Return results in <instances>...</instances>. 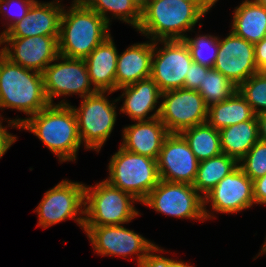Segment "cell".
I'll use <instances>...</instances> for the list:
<instances>
[{
    "label": "cell",
    "mask_w": 266,
    "mask_h": 267,
    "mask_svg": "<svg viewBox=\"0 0 266 267\" xmlns=\"http://www.w3.org/2000/svg\"><path fill=\"white\" fill-rule=\"evenodd\" d=\"M9 125L34 133L61 162L75 161L83 143L75 113L67 102L50 104L30 118L9 120Z\"/></svg>",
    "instance_id": "1"
},
{
    "label": "cell",
    "mask_w": 266,
    "mask_h": 267,
    "mask_svg": "<svg viewBox=\"0 0 266 267\" xmlns=\"http://www.w3.org/2000/svg\"><path fill=\"white\" fill-rule=\"evenodd\" d=\"M209 9L205 1L148 0L137 30L152 41L183 40V32L192 30Z\"/></svg>",
    "instance_id": "2"
},
{
    "label": "cell",
    "mask_w": 266,
    "mask_h": 267,
    "mask_svg": "<svg viewBox=\"0 0 266 267\" xmlns=\"http://www.w3.org/2000/svg\"><path fill=\"white\" fill-rule=\"evenodd\" d=\"M73 2L68 12H62L58 52L68 58L85 59L110 36L109 24L82 0Z\"/></svg>",
    "instance_id": "3"
},
{
    "label": "cell",
    "mask_w": 266,
    "mask_h": 267,
    "mask_svg": "<svg viewBox=\"0 0 266 267\" xmlns=\"http://www.w3.org/2000/svg\"><path fill=\"white\" fill-rule=\"evenodd\" d=\"M48 105L42 73L15 64L0 52V108L33 116Z\"/></svg>",
    "instance_id": "4"
},
{
    "label": "cell",
    "mask_w": 266,
    "mask_h": 267,
    "mask_svg": "<svg viewBox=\"0 0 266 267\" xmlns=\"http://www.w3.org/2000/svg\"><path fill=\"white\" fill-rule=\"evenodd\" d=\"M109 178L112 186L143 202L160 181L157 160L120 147L110 159Z\"/></svg>",
    "instance_id": "5"
},
{
    "label": "cell",
    "mask_w": 266,
    "mask_h": 267,
    "mask_svg": "<svg viewBox=\"0 0 266 267\" xmlns=\"http://www.w3.org/2000/svg\"><path fill=\"white\" fill-rule=\"evenodd\" d=\"M134 201L138 200L106 180L95 187L85 185L84 226L122 225L130 222L139 215L133 207Z\"/></svg>",
    "instance_id": "6"
},
{
    "label": "cell",
    "mask_w": 266,
    "mask_h": 267,
    "mask_svg": "<svg viewBox=\"0 0 266 267\" xmlns=\"http://www.w3.org/2000/svg\"><path fill=\"white\" fill-rule=\"evenodd\" d=\"M83 230L87 233L97 254L124 258L128 257L127 255L137 254L139 267H147L151 252H162L158 246L142 235L122 225L84 226Z\"/></svg>",
    "instance_id": "7"
},
{
    "label": "cell",
    "mask_w": 266,
    "mask_h": 267,
    "mask_svg": "<svg viewBox=\"0 0 266 267\" xmlns=\"http://www.w3.org/2000/svg\"><path fill=\"white\" fill-rule=\"evenodd\" d=\"M104 94L106 92L97 91L84 97L79 108L71 106L81 141L85 142L86 149L98 152L111 134L117 116L116 106Z\"/></svg>",
    "instance_id": "8"
},
{
    "label": "cell",
    "mask_w": 266,
    "mask_h": 267,
    "mask_svg": "<svg viewBox=\"0 0 266 267\" xmlns=\"http://www.w3.org/2000/svg\"><path fill=\"white\" fill-rule=\"evenodd\" d=\"M159 119L168 133H181L185 129L207 122L208 106L197 90L180 88L161 93Z\"/></svg>",
    "instance_id": "9"
},
{
    "label": "cell",
    "mask_w": 266,
    "mask_h": 267,
    "mask_svg": "<svg viewBox=\"0 0 266 267\" xmlns=\"http://www.w3.org/2000/svg\"><path fill=\"white\" fill-rule=\"evenodd\" d=\"M166 215L178 218L205 219L203 196L193 185L161 180L142 202Z\"/></svg>",
    "instance_id": "10"
},
{
    "label": "cell",
    "mask_w": 266,
    "mask_h": 267,
    "mask_svg": "<svg viewBox=\"0 0 266 267\" xmlns=\"http://www.w3.org/2000/svg\"><path fill=\"white\" fill-rule=\"evenodd\" d=\"M160 42L164 44V48L159 50L156 41L153 42L150 77L162 93L184 88L186 74L193 63L188 46L183 40Z\"/></svg>",
    "instance_id": "11"
},
{
    "label": "cell",
    "mask_w": 266,
    "mask_h": 267,
    "mask_svg": "<svg viewBox=\"0 0 266 267\" xmlns=\"http://www.w3.org/2000/svg\"><path fill=\"white\" fill-rule=\"evenodd\" d=\"M84 204L85 185L63 180L47 191L37 206L35 212L39 216L38 226L47 228L65 219L74 218L84 228V217H76L79 212V214H84V208L80 210Z\"/></svg>",
    "instance_id": "12"
},
{
    "label": "cell",
    "mask_w": 266,
    "mask_h": 267,
    "mask_svg": "<svg viewBox=\"0 0 266 267\" xmlns=\"http://www.w3.org/2000/svg\"><path fill=\"white\" fill-rule=\"evenodd\" d=\"M63 62L49 64L43 71L44 89L50 104L53 97L79 94L82 98L97 91L92 85L84 59L59 55Z\"/></svg>",
    "instance_id": "13"
},
{
    "label": "cell",
    "mask_w": 266,
    "mask_h": 267,
    "mask_svg": "<svg viewBox=\"0 0 266 267\" xmlns=\"http://www.w3.org/2000/svg\"><path fill=\"white\" fill-rule=\"evenodd\" d=\"M208 202L212 203L211 206L214 211L221 213H235L250 208L255 204L253 181L238 165L203 196L205 219L212 216L207 213L205 208V204Z\"/></svg>",
    "instance_id": "14"
},
{
    "label": "cell",
    "mask_w": 266,
    "mask_h": 267,
    "mask_svg": "<svg viewBox=\"0 0 266 267\" xmlns=\"http://www.w3.org/2000/svg\"><path fill=\"white\" fill-rule=\"evenodd\" d=\"M199 161L180 133H169L157 159L161 180L193 185Z\"/></svg>",
    "instance_id": "15"
},
{
    "label": "cell",
    "mask_w": 266,
    "mask_h": 267,
    "mask_svg": "<svg viewBox=\"0 0 266 267\" xmlns=\"http://www.w3.org/2000/svg\"><path fill=\"white\" fill-rule=\"evenodd\" d=\"M59 36H31L24 38H0V45L7 43L0 52L11 62L26 69L43 73L45 68L59 60ZM13 49V52H12Z\"/></svg>",
    "instance_id": "16"
},
{
    "label": "cell",
    "mask_w": 266,
    "mask_h": 267,
    "mask_svg": "<svg viewBox=\"0 0 266 267\" xmlns=\"http://www.w3.org/2000/svg\"><path fill=\"white\" fill-rule=\"evenodd\" d=\"M213 68L238 88L249 77L258 73L254 44L230 32L225 39L219 40Z\"/></svg>",
    "instance_id": "17"
},
{
    "label": "cell",
    "mask_w": 266,
    "mask_h": 267,
    "mask_svg": "<svg viewBox=\"0 0 266 267\" xmlns=\"http://www.w3.org/2000/svg\"><path fill=\"white\" fill-rule=\"evenodd\" d=\"M63 8L59 3L35 1L25 18L13 24L0 38L59 36Z\"/></svg>",
    "instance_id": "18"
},
{
    "label": "cell",
    "mask_w": 266,
    "mask_h": 267,
    "mask_svg": "<svg viewBox=\"0 0 266 267\" xmlns=\"http://www.w3.org/2000/svg\"><path fill=\"white\" fill-rule=\"evenodd\" d=\"M168 134L159 118L138 121L124 128L121 147L129 152L157 160Z\"/></svg>",
    "instance_id": "19"
},
{
    "label": "cell",
    "mask_w": 266,
    "mask_h": 267,
    "mask_svg": "<svg viewBox=\"0 0 266 267\" xmlns=\"http://www.w3.org/2000/svg\"><path fill=\"white\" fill-rule=\"evenodd\" d=\"M118 52L111 36L99 44L84 60L94 89L100 92L116 91Z\"/></svg>",
    "instance_id": "20"
},
{
    "label": "cell",
    "mask_w": 266,
    "mask_h": 267,
    "mask_svg": "<svg viewBox=\"0 0 266 267\" xmlns=\"http://www.w3.org/2000/svg\"><path fill=\"white\" fill-rule=\"evenodd\" d=\"M153 42L135 44L118 54L116 65V91L151 75Z\"/></svg>",
    "instance_id": "21"
},
{
    "label": "cell",
    "mask_w": 266,
    "mask_h": 267,
    "mask_svg": "<svg viewBox=\"0 0 266 267\" xmlns=\"http://www.w3.org/2000/svg\"><path fill=\"white\" fill-rule=\"evenodd\" d=\"M125 96L121 112L126 113L132 120L142 121L159 117L160 106L149 118L146 116L154 110L158 99L161 98V91L157 83L151 78L139 80L138 82L122 87ZM145 118V119H144Z\"/></svg>",
    "instance_id": "22"
},
{
    "label": "cell",
    "mask_w": 266,
    "mask_h": 267,
    "mask_svg": "<svg viewBox=\"0 0 266 267\" xmlns=\"http://www.w3.org/2000/svg\"><path fill=\"white\" fill-rule=\"evenodd\" d=\"M255 44L266 36V8L256 0H245L235 9L232 31Z\"/></svg>",
    "instance_id": "23"
},
{
    "label": "cell",
    "mask_w": 266,
    "mask_h": 267,
    "mask_svg": "<svg viewBox=\"0 0 266 267\" xmlns=\"http://www.w3.org/2000/svg\"><path fill=\"white\" fill-rule=\"evenodd\" d=\"M219 134L222 153L239 163L259 140L257 117L225 127L219 130Z\"/></svg>",
    "instance_id": "24"
},
{
    "label": "cell",
    "mask_w": 266,
    "mask_h": 267,
    "mask_svg": "<svg viewBox=\"0 0 266 267\" xmlns=\"http://www.w3.org/2000/svg\"><path fill=\"white\" fill-rule=\"evenodd\" d=\"M256 116L244 96L238 91L226 100L208 107L207 123L217 130L251 120Z\"/></svg>",
    "instance_id": "25"
},
{
    "label": "cell",
    "mask_w": 266,
    "mask_h": 267,
    "mask_svg": "<svg viewBox=\"0 0 266 267\" xmlns=\"http://www.w3.org/2000/svg\"><path fill=\"white\" fill-rule=\"evenodd\" d=\"M238 165L239 163L234 158L224 153L201 161L198 165L193 187L199 194L201 192L205 196Z\"/></svg>",
    "instance_id": "26"
},
{
    "label": "cell",
    "mask_w": 266,
    "mask_h": 267,
    "mask_svg": "<svg viewBox=\"0 0 266 267\" xmlns=\"http://www.w3.org/2000/svg\"><path fill=\"white\" fill-rule=\"evenodd\" d=\"M180 134L187 141L199 162L222 153L219 130L213 128L207 122L185 129Z\"/></svg>",
    "instance_id": "27"
},
{
    "label": "cell",
    "mask_w": 266,
    "mask_h": 267,
    "mask_svg": "<svg viewBox=\"0 0 266 267\" xmlns=\"http://www.w3.org/2000/svg\"><path fill=\"white\" fill-rule=\"evenodd\" d=\"M89 8L98 13L108 24L106 13L112 12L113 16L138 28L141 21L142 6L136 0H82Z\"/></svg>",
    "instance_id": "28"
},
{
    "label": "cell",
    "mask_w": 266,
    "mask_h": 267,
    "mask_svg": "<svg viewBox=\"0 0 266 267\" xmlns=\"http://www.w3.org/2000/svg\"><path fill=\"white\" fill-rule=\"evenodd\" d=\"M235 90L237 87L214 68L208 69L197 89L208 107L228 99Z\"/></svg>",
    "instance_id": "29"
},
{
    "label": "cell",
    "mask_w": 266,
    "mask_h": 267,
    "mask_svg": "<svg viewBox=\"0 0 266 267\" xmlns=\"http://www.w3.org/2000/svg\"><path fill=\"white\" fill-rule=\"evenodd\" d=\"M183 41L189 48L193 62L213 68L219 49V39L217 37L202 35L193 39L186 36ZM211 50L213 51L211 52Z\"/></svg>",
    "instance_id": "30"
},
{
    "label": "cell",
    "mask_w": 266,
    "mask_h": 267,
    "mask_svg": "<svg viewBox=\"0 0 266 267\" xmlns=\"http://www.w3.org/2000/svg\"><path fill=\"white\" fill-rule=\"evenodd\" d=\"M237 90L244 96L256 115L266 112V76L253 74Z\"/></svg>",
    "instance_id": "31"
},
{
    "label": "cell",
    "mask_w": 266,
    "mask_h": 267,
    "mask_svg": "<svg viewBox=\"0 0 266 267\" xmlns=\"http://www.w3.org/2000/svg\"><path fill=\"white\" fill-rule=\"evenodd\" d=\"M240 163L239 166L252 181L263 177L266 174V143L258 140Z\"/></svg>",
    "instance_id": "32"
},
{
    "label": "cell",
    "mask_w": 266,
    "mask_h": 267,
    "mask_svg": "<svg viewBox=\"0 0 266 267\" xmlns=\"http://www.w3.org/2000/svg\"><path fill=\"white\" fill-rule=\"evenodd\" d=\"M209 67L199 65L193 62L189 66V72L186 74L184 89L197 90L200 87L204 75L207 73Z\"/></svg>",
    "instance_id": "33"
},
{
    "label": "cell",
    "mask_w": 266,
    "mask_h": 267,
    "mask_svg": "<svg viewBox=\"0 0 266 267\" xmlns=\"http://www.w3.org/2000/svg\"><path fill=\"white\" fill-rule=\"evenodd\" d=\"M36 0H0V13H2V12H6V8L9 6H14L15 4L17 5H19V6H17V8H19V10H16V11H18V13H17V16H15L14 17V19H12V20H14L9 26H8V28L6 29V30H4V32H2L1 33V35L3 34V33H5L13 24H15L16 22H18V21H21L23 18H25L26 17V15L28 14V11H29V9H30V7H31V5L35 2ZM14 2V3H13ZM13 3V4H12ZM5 4V5H4ZM11 4V5H10ZM15 5V6H16ZM5 6H6V8H5ZM14 6V7H15ZM13 10V9H12ZM15 11V10H14ZM20 11V12H19ZM14 13V12H13ZM16 13V12H15ZM14 13V14H15ZM16 15V14H15ZM16 18V19H15Z\"/></svg>",
    "instance_id": "34"
},
{
    "label": "cell",
    "mask_w": 266,
    "mask_h": 267,
    "mask_svg": "<svg viewBox=\"0 0 266 267\" xmlns=\"http://www.w3.org/2000/svg\"><path fill=\"white\" fill-rule=\"evenodd\" d=\"M147 267H192V265L152 253Z\"/></svg>",
    "instance_id": "35"
},
{
    "label": "cell",
    "mask_w": 266,
    "mask_h": 267,
    "mask_svg": "<svg viewBox=\"0 0 266 267\" xmlns=\"http://www.w3.org/2000/svg\"><path fill=\"white\" fill-rule=\"evenodd\" d=\"M255 203L266 205V174L253 181Z\"/></svg>",
    "instance_id": "36"
},
{
    "label": "cell",
    "mask_w": 266,
    "mask_h": 267,
    "mask_svg": "<svg viewBox=\"0 0 266 267\" xmlns=\"http://www.w3.org/2000/svg\"><path fill=\"white\" fill-rule=\"evenodd\" d=\"M1 124L2 123L0 121V158L6 153V151L17 139L16 136H13L8 133L6 128Z\"/></svg>",
    "instance_id": "37"
},
{
    "label": "cell",
    "mask_w": 266,
    "mask_h": 267,
    "mask_svg": "<svg viewBox=\"0 0 266 267\" xmlns=\"http://www.w3.org/2000/svg\"><path fill=\"white\" fill-rule=\"evenodd\" d=\"M254 54L256 66L259 68L264 63V57H266V36L254 44Z\"/></svg>",
    "instance_id": "38"
},
{
    "label": "cell",
    "mask_w": 266,
    "mask_h": 267,
    "mask_svg": "<svg viewBox=\"0 0 266 267\" xmlns=\"http://www.w3.org/2000/svg\"><path fill=\"white\" fill-rule=\"evenodd\" d=\"M258 120L259 140L266 143V112L256 115Z\"/></svg>",
    "instance_id": "39"
},
{
    "label": "cell",
    "mask_w": 266,
    "mask_h": 267,
    "mask_svg": "<svg viewBox=\"0 0 266 267\" xmlns=\"http://www.w3.org/2000/svg\"><path fill=\"white\" fill-rule=\"evenodd\" d=\"M258 73L266 76V57H264V63L258 68Z\"/></svg>",
    "instance_id": "40"
},
{
    "label": "cell",
    "mask_w": 266,
    "mask_h": 267,
    "mask_svg": "<svg viewBox=\"0 0 266 267\" xmlns=\"http://www.w3.org/2000/svg\"><path fill=\"white\" fill-rule=\"evenodd\" d=\"M206 4L211 8L218 0H204Z\"/></svg>",
    "instance_id": "41"
},
{
    "label": "cell",
    "mask_w": 266,
    "mask_h": 267,
    "mask_svg": "<svg viewBox=\"0 0 266 267\" xmlns=\"http://www.w3.org/2000/svg\"><path fill=\"white\" fill-rule=\"evenodd\" d=\"M262 253H266V241H265L264 245L262 246L261 252L258 255H260Z\"/></svg>",
    "instance_id": "42"
},
{
    "label": "cell",
    "mask_w": 266,
    "mask_h": 267,
    "mask_svg": "<svg viewBox=\"0 0 266 267\" xmlns=\"http://www.w3.org/2000/svg\"><path fill=\"white\" fill-rule=\"evenodd\" d=\"M256 1L266 8V0H256Z\"/></svg>",
    "instance_id": "43"
},
{
    "label": "cell",
    "mask_w": 266,
    "mask_h": 267,
    "mask_svg": "<svg viewBox=\"0 0 266 267\" xmlns=\"http://www.w3.org/2000/svg\"><path fill=\"white\" fill-rule=\"evenodd\" d=\"M141 6H143L148 0H136Z\"/></svg>",
    "instance_id": "44"
},
{
    "label": "cell",
    "mask_w": 266,
    "mask_h": 267,
    "mask_svg": "<svg viewBox=\"0 0 266 267\" xmlns=\"http://www.w3.org/2000/svg\"><path fill=\"white\" fill-rule=\"evenodd\" d=\"M182 1H204V0H182Z\"/></svg>",
    "instance_id": "45"
}]
</instances>
